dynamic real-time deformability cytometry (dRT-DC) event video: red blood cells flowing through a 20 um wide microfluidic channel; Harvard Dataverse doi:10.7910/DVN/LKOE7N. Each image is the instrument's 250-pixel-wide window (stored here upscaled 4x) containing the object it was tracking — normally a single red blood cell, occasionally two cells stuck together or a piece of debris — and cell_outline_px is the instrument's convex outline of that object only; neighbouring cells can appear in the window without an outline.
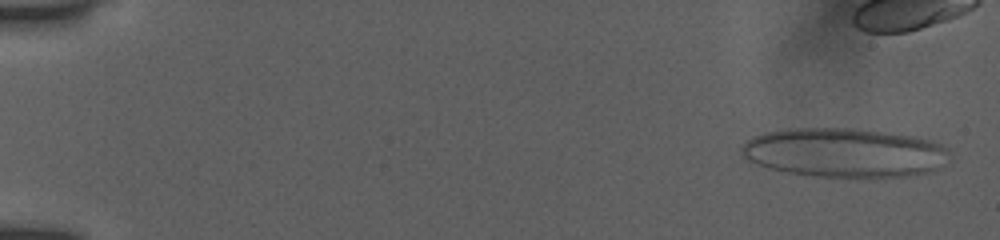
{"species": "human", "species_latin": "Homo sapiens", "temperature_condition": "room temperature", "stored_images_in_passage": 34, "camera_frame_rate_fps": 3000, "um_per_image_px": 0.085, "donor": {"sex": "female"}, "frame": {"image": 1, "passage_image": 1, "time_ms": 0.0, "image_size_px": [1000, 240], "cell_outline_px": [[948, 152], [936, 168], [932, 172], [908, 176], [868, 180], [856, 180], [816, 176], [788, 172], [756, 164], [748, 160], [740, 152], [740, 144], [752, 136], [764, 132], [788, 128], [856, 128], [888, 132], [916, 136], [940, 144], [948, 148]], "centroid_in_image_um": [71.74, 13.0], "position_along_channel_um": 13.3, "area_um2": 60.81}}
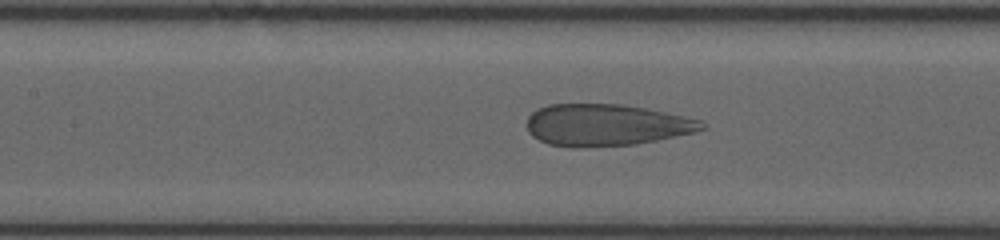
{"frame": {"image": 2, "passage_image": 24, "time_ms": 7.667, "image_size_px": [1000, 240], "cell_outline_px": [[708, 128], [696, 132], [636, 144], [584, 148], [572, 148], [548, 144], [532, 136], [528, 132], [528, 116], [536, 108], [548, 104], [624, 104], [684, 116], [700, 120]], "centroid_in_image_um": [51.5, 10.63], "position_along_channel_um": 155.9, "area_um2": 42.89}}
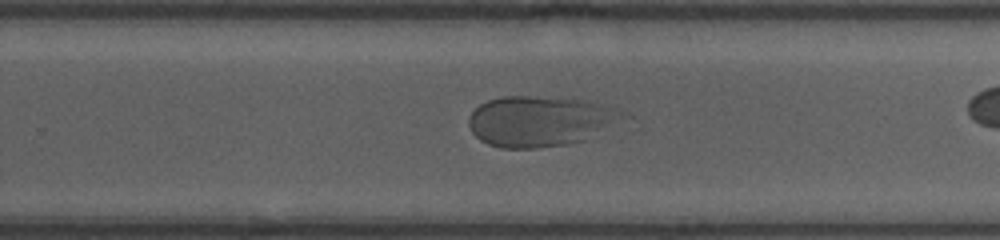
{"frame": {"image": 3, "passage_image": 34, "time_ms": 11.0, "image_size_px": [1000, 240], "cell_outline_px": [[624, 112], [620, 116], [584, 140], [564, 144], [536, 148], [500, 148], [488, 144], [480, 140], [472, 132], [468, 124], [468, 120], [472, 112], [480, 104], [488, 100], [504, 96], [528, 96], [584, 100], [616, 108]], "centroid_in_image_um": [45.75, 10.3], "position_along_channel_um": 284.1, "area_um2": 44.04}}